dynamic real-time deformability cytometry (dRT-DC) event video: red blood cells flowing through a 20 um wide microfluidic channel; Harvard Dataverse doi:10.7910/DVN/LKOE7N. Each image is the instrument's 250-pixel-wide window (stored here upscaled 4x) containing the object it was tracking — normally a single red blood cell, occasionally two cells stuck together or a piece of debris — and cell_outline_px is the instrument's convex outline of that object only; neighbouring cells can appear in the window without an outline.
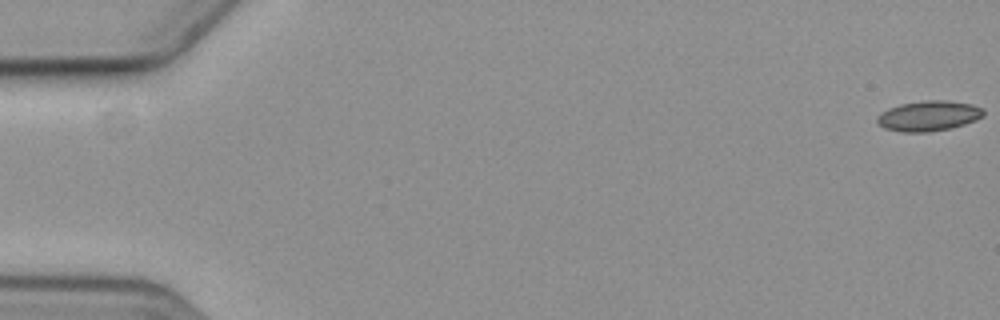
{"species": "common noctule bat (a hibernating species)", "species_latin": "Nyctalus noctula", "temperature_condition": "cold", "stored_images_in_passage": 6, "camera_frame_rate_fps": 3000, "um_per_image_px": 0.085, "animal": {"sex": "female", "body_mass_g": 19.3, "forearm_length_mm": 54.1}, "frame": {"image": 1, "passage_image": 1, "time_ms": 0.0, "image_size_px": [1000, 320], "cell_outline_px": [[984, 116], [976, 120], [952, 128], [928, 132], [900, 132], [884, 128], [876, 120], [876, 116], [880, 112], [888, 108], [900, 104], [928, 100], [944, 100], [972, 104], [984, 108]], "centroid_in_image_um": [78.93, 9.85], "position_along_channel_um": 6.1, "area_um2": 18.9}}
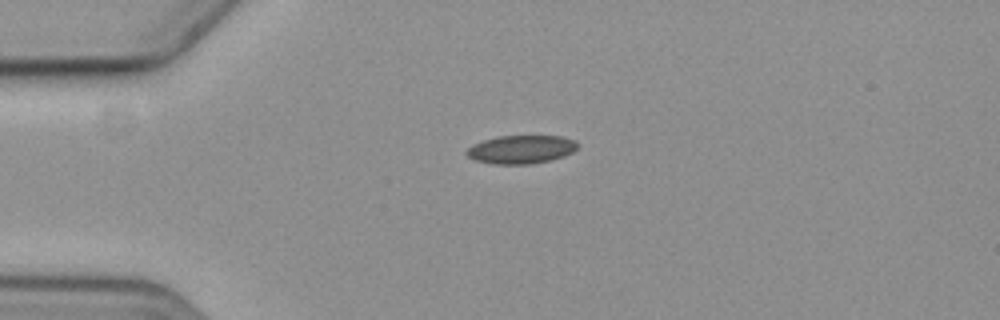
{"frame": {"image": 2, "passage_image": 5, "time_ms": 4.667, "image_size_px": [1000, 320], "cell_outline_px": [[576, 148], [572, 152], [564, 156], [552, 160], [532, 164], [492, 164], [476, 160], [468, 156], [464, 152], [472, 144], [484, 140], [500, 136], [560, 136], [576, 140]], "centroid_in_image_um": [44.28, 12.71], "position_along_channel_um": 40.7, "area_um2": 18.32}}